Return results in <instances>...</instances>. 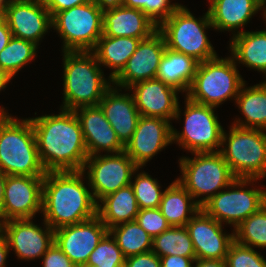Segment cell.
Segmentation results:
<instances>
[{"label": "cell", "mask_w": 266, "mask_h": 267, "mask_svg": "<svg viewBox=\"0 0 266 267\" xmlns=\"http://www.w3.org/2000/svg\"><path fill=\"white\" fill-rule=\"evenodd\" d=\"M46 171H81L88 158L80 121L72 110L30 118Z\"/></svg>", "instance_id": "1"}, {"label": "cell", "mask_w": 266, "mask_h": 267, "mask_svg": "<svg viewBox=\"0 0 266 267\" xmlns=\"http://www.w3.org/2000/svg\"><path fill=\"white\" fill-rule=\"evenodd\" d=\"M86 172L47 171L42 189L44 221L53 229L78 224L97 215V202L83 183Z\"/></svg>", "instance_id": "2"}, {"label": "cell", "mask_w": 266, "mask_h": 267, "mask_svg": "<svg viewBox=\"0 0 266 267\" xmlns=\"http://www.w3.org/2000/svg\"><path fill=\"white\" fill-rule=\"evenodd\" d=\"M63 105L60 109L72 110L96 106L112 80L104 73L92 51H63Z\"/></svg>", "instance_id": "3"}, {"label": "cell", "mask_w": 266, "mask_h": 267, "mask_svg": "<svg viewBox=\"0 0 266 267\" xmlns=\"http://www.w3.org/2000/svg\"><path fill=\"white\" fill-rule=\"evenodd\" d=\"M0 108V171L6 175L44 176L30 118L18 120Z\"/></svg>", "instance_id": "4"}, {"label": "cell", "mask_w": 266, "mask_h": 267, "mask_svg": "<svg viewBox=\"0 0 266 267\" xmlns=\"http://www.w3.org/2000/svg\"><path fill=\"white\" fill-rule=\"evenodd\" d=\"M232 56L198 63L186 97L196 103L218 107L227 99L237 98L244 79Z\"/></svg>", "instance_id": "5"}, {"label": "cell", "mask_w": 266, "mask_h": 267, "mask_svg": "<svg viewBox=\"0 0 266 267\" xmlns=\"http://www.w3.org/2000/svg\"><path fill=\"white\" fill-rule=\"evenodd\" d=\"M195 157L179 159L181 177L178 182L197 200L202 207L221 189L231 185L236 177L233 175L220 151L196 152Z\"/></svg>", "instance_id": "6"}, {"label": "cell", "mask_w": 266, "mask_h": 267, "mask_svg": "<svg viewBox=\"0 0 266 267\" xmlns=\"http://www.w3.org/2000/svg\"><path fill=\"white\" fill-rule=\"evenodd\" d=\"M265 131L235 125L231 126L229 134L223 131L220 153L236 178L266 177Z\"/></svg>", "instance_id": "7"}, {"label": "cell", "mask_w": 266, "mask_h": 267, "mask_svg": "<svg viewBox=\"0 0 266 267\" xmlns=\"http://www.w3.org/2000/svg\"><path fill=\"white\" fill-rule=\"evenodd\" d=\"M207 28H214L208 10L202 18L197 19L181 5L158 30L164 36L166 48L191 56L200 63L217 57L206 35Z\"/></svg>", "instance_id": "8"}, {"label": "cell", "mask_w": 266, "mask_h": 267, "mask_svg": "<svg viewBox=\"0 0 266 267\" xmlns=\"http://www.w3.org/2000/svg\"><path fill=\"white\" fill-rule=\"evenodd\" d=\"M52 27L63 40L62 51H92L103 35V11L91 1L52 17Z\"/></svg>", "instance_id": "9"}, {"label": "cell", "mask_w": 266, "mask_h": 267, "mask_svg": "<svg viewBox=\"0 0 266 267\" xmlns=\"http://www.w3.org/2000/svg\"><path fill=\"white\" fill-rule=\"evenodd\" d=\"M257 180L260 179L236 178L231 185L226 187L227 191H219L201 208L221 224L226 222L235 229L266 204V190L245 187Z\"/></svg>", "instance_id": "10"}, {"label": "cell", "mask_w": 266, "mask_h": 267, "mask_svg": "<svg viewBox=\"0 0 266 267\" xmlns=\"http://www.w3.org/2000/svg\"><path fill=\"white\" fill-rule=\"evenodd\" d=\"M184 128L180 133L172 127V141L191 153L215 152L222 146L223 127L215 107L185 99Z\"/></svg>", "instance_id": "11"}, {"label": "cell", "mask_w": 266, "mask_h": 267, "mask_svg": "<svg viewBox=\"0 0 266 267\" xmlns=\"http://www.w3.org/2000/svg\"><path fill=\"white\" fill-rule=\"evenodd\" d=\"M87 169V184L98 203L106 195L130 185L134 173L140 167L123 151L116 154L88 156L82 171L85 172Z\"/></svg>", "instance_id": "12"}, {"label": "cell", "mask_w": 266, "mask_h": 267, "mask_svg": "<svg viewBox=\"0 0 266 267\" xmlns=\"http://www.w3.org/2000/svg\"><path fill=\"white\" fill-rule=\"evenodd\" d=\"M44 176L7 175L0 224L13 219H33L42 211Z\"/></svg>", "instance_id": "13"}, {"label": "cell", "mask_w": 266, "mask_h": 267, "mask_svg": "<svg viewBox=\"0 0 266 267\" xmlns=\"http://www.w3.org/2000/svg\"><path fill=\"white\" fill-rule=\"evenodd\" d=\"M108 232L98 215L54 230V242L77 266H85L91 252Z\"/></svg>", "instance_id": "14"}, {"label": "cell", "mask_w": 266, "mask_h": 267, "mask_svg": "<svg viewBox=\"0 0 266 267\" xmlns=\"http://www.w3.org/2000/svg\"><path fill=\"white\" fill-rule=\"evenodd\" d=\"M44 228L32 219H13L0 224L9 248L21 260L41 258L54 243V230L44 221Z\"/></svg>", "instance_id": "15"}, {"label": "cell", "mask_w": 266, "mask_h": 267, "mask_svg": "<svg viewBox=\"0 0 266 267\" xmlns=\"http://www.w3.org/2000/svg\"><path fill=\"white\" fill-rule=\"evenodd\" d=\"M165 49L166 42L159 30L141 40L122 71L112 80V85L127 91L138 82L156 78Z\"/></svg>", "instance_id": "16"}, {"label": "cell", "mask_w": 266, "mask_h": 267, "mask_svg": "<svg viewBox=\"0 0 266 267\" xmlns=\"http://www.w3.org/2000/svg\"><path fill=\"white\" fill-rule=\"evenodd\" d=\"M171 122L161 117L140 116L131 139L124 151L142 168L152 157L172 144Z\"/></svg>", "instance_id": "17"}, {"label": "cell", "mask_w": 266, "mask_h": 267, "mask_svg": "<svg viewBox=\"0 0 266 267\" xmlns=\"http://www.w3.org/2000/svg\"><path fill=\"white\" fill-rule=\"evenodd\" d=\"M4 19L12 36L36 45L52 28V17L43 0H12Z\"/></svg>", "instance_id": "18"}, {"label": "cell", "mask_w": 266, "mask_h": 267, "mask_svg": "<svg viewBox=\"0 0 266 267\" xmlns=\"http://www.w3.org/2000/svg\"><path fill=\"white\" fill-rule=\"evenodd\" d=\"M128 90H133V98L140 116L161 117L168 121L180 119L181 109L178 91L160 79L138 82Z\"/></svg>", "instance_id": "19"}, {"label": "cell", "mask_w": 266, "mask_h": 267, "mask_svg": "<svg viewBox=\"0 0 266 267\" xmlns=\"http://www.w3.org/2000/svg\"><path fill=\"white\" fill-rule=\"evenodd\" d=\"M222 224L209 216L202 208L187 222L196 259L225 260L234 233L223 232Z\"/></svg>", "instance_id": "20"}, {"label": "cell", "mask_w": 266, "mask_h": 267, "mask_svg": "<svg viewBox=\"0 0 266 267\" xmlns=\"http://www.w3.org/2000/svg\"><path fill=\"white\" fill-rule=\"evenodd\" d=\"M74 112L80 121L88 156L100 155L101 151H106V154L124 151V145L99 105L80 107Z\"/></svg>", "instance_id": "21"}, {"label": "cell", "mask_w": 266, "mask_h": 267, "mask_svg": "<svg viewBox=\"0 0 266 267\" xmlns=\"http://www.w3.org/2000/svg\"><path fill=\"white\" fill-rule=\"evenodd\" d=\"M117 86H111L99 102L105 118L116 132L120 142L125 146L136 129L140 113L135 105L132 94L119 93Z\"/></svg>", "instance_id": "22"}, {"label": "cell", "mask_w": 266, "mask_h": 267, "mask_svg": "<svg viewBox=\"0 0 266 267\" xmlns=\"http://www.w3.org/2000/svg\"><path fill=\"white\" fill-rule=\"evenodd\" d=\"M158 30L141 10L124 5L103 11V34L110 37H135L141 40Z\"/></svg>", "instance_id": "23"}, {"label": "cell", "mask_w": 266, "mask_h": 267, "mask_svg": "<svg viewBox=\"0 0 266 267\" xmlns=\"http://www.w3.org/2000/svg\"><path fill=\"white\" fill-rule=\"evenodd\" d=\"M208 9L214 30L237 31L244 27L252 16L262 11L266 20V0H209ZM265 8V9H264Z\"/></svg>", "instance_id": "24"}, {"label": "cell", "mask_w": 266, "mask_h": 267, "mask_svg": "<svg viewBox=\"0 0 266 267\" xmlns=\"http://www.w3.org/2000/svg\"><path fill=\"white\" fill-rule=\"evenodd\" d=\"M231 56L240 64L266 76V30H239L230 40Z\"/></svg>", "instance_id": "25"}, {"label": "cell", "mask_w": 266, "mask_h": 267, "mask_svg": "<svg viewBox=\"0 0 266 267\" xmlns=\"http://www.w3.org/2000/svg\"><path fill=\"white\" fill-rule=\"evenodd\" d=\"M97 205V215L108 230L119 224L134 221L139 212L137 200L131 185L106 195Z\"/></svg>", "instance_id": "26"}, {"label": "cell", "mask_w": 266, "mask_h": 267, "mask_svg": "<svg viewBox=\"0 0 266 267\" xmlns=\"http://www.w3.org/2000/svg\"><path fill=\"white\" fill-rule=\"evenodd\" d=\"M140 41L135 37H110L103 34L92 52L100 65L112 69L109 78L113 80L136 51Z\"/></svg>", "instance_id": "27"}, {"label": "cell", "mask_w": 266, "mask_h": 267, "mask_svg": "<svg viewBox=\"0 0 266 267\" xmlns=\"http://www.w3.org/2000/svg\"><path fill=\"white\" fill-rule=\"evenodd\" d=\"M200 208L197 200L193 199L177 179L164 190L159 207L168 224L173 227L186 226Z\"/></svg>", "instance_id": "28"}, {"label": "cell", "mask_w": 266, "mask_h": 267, "mask_svg": "<svg viewBox=\"0 0 266 267\" xmlns=\"http://www.w3.org/2000/svg\"><path fill=\"white\" fill-rule=\"evenodd\" d=\"M198 63L191 56L166 48L159 64L156 78L180 92L187 93L196 73Z\"/></svg>", "instance_id": "29"}, {"label": "cell", "mask_w": 266, "mask_h": 267, "mask_svg": "<svg viewBox=\"0 0 266 267\" xmlns=\"http://www.w3.org/2000/svg\"><path fill=\"white\" fill-rule=\"evenodd\" d=\"M235 102L245 120L236 119L232 125L266 130V81L254 86H241Z\"/></svg>", "instance_id": "30"}, {"label": "cell", "mask_w": 266, "mask_h": 267, "mask_svg": "<svg viewBox=\"0 0 266 267\" xmlns=\"http://www.w3.org/2000/svg\"><path fill=\"white\" fill-rule=\"evenodd\" d=\"M108 231L126 258L152 250L153 237L136 220L119 224Z\"/></svg>", "instance_id": "31"}, {"label": "cell", "mask_w": 266, "mask_h": 267, "mask_svg": "<svg viewBox=\"0 0 266 267\" xmlns=\"http://www.w3.org/2000/svg\"><path fill=\"white\" fill-rule=\"evenodd\" d=\"M151 251L159 257L176 255L196 258L186 226H170L160 235L153 237Z\"/></svg>", "instance_id": "32"}, {"label": "cell", "mask_w": 266, "mask_h": 267, "mask_svg": "<svg viewBox=\"0 0 266 267\" xmlns=\"http://www.w3.org/2000/svg\"><path fill=\"white\" fill-rule=\"evenodd\" d=\"M37 47L34 42L12 36L0 52V70L12 79L36 56Z\"/></svg>", "instance_id": "33"}, {"label": "cell", "mask_w": 266, "mask_h": 267, "mask_svg": "<svg viewBox=\"0 0 266 267\" xmlns=\"http://www.w3.org/2000/svg\"><path fill=\"white\" fill-rule=\"evenodd\" d=\"M234 240L242 245L265 248L266 247V204L256 213L251 214L235 229Z\"/></svg>", "instance_id": "34"}, {"label": "cell", "mask_w": 266, "mask_h": 267, "mask_svg": "<svg viewBox=\"0 0 266 267\" xmlns=\"http://www.w3.org/2000/svg\"><path fill=\"white\" fill-rule=\"evenodd\" d=\"M126 257L108 231L91 252L85 266L124 267Z\"/></svg>", "instance_id": "35"}, {"label": "cell", "mask_w": 266, "mask_h": 267, "mask_svg": "<svg viewBox=\"0 0 266 267\" xmlns=\"http://www.w3.org/2000/svg\"><path fill=\"white\" fill-rule=\"evenodd\" d=\"M131 180L134 194L137 200L139 209L159 208L164 191L157 179H153L148 173L140 172Z\"/></svg>", "instance_id": "36"}, {"label": "cell", "mask_w": 266, "mask_h": 267, "mask_svg": "<svg viewBox=\"0 0 266 267\" xmlns=\"http://www.w3.org/2000/svg\"><path fill=\"white\" fill-rule=\"evenodd\" d=\"M225 261L227 267H266V259L260 253L235 240L229 247Z\"/></svg>", "instance_id": "37"}, {"label": "cell", "mask_w": 266, "mask_h": 267, "mask_svg": "<svg viewBox=\"0 0 266 267\" xmlns=\"http://www.w3.org/2000/svg\"><path fill=\"white\" fill-rule=\"evenodd\" d=\"M135 220L152 237L170 227L159 208L139 209Z\"/></svg>", "instance_id": "38"}, {"label": "cell", "mask_w": 266, "mask_h": 267, "mask_svg": "<svg viewBox=\"0 0 266 267\" xmlns=\"http://www.w3.org/2000/svg\"><path fill=\"white\" fill-rule=\"evenodd\" d=\"M170 0H148V17L159 27L181 6Z\"/></svg>", "instance_id": "39"}, {"label": "cell", "mask_w": 266, "mask_h": 267, "mask_svg": "<svg viewBox=\"0 0 266 267\" xmlns=\"http://www.w3.org/2000/svg\"><path fill=\"white\" fill-rule=\"evenodd\" d=\"M41 259H43V267H77L55 242Z\"/></svg>", "instance_id": "40"}, {"label": "cell", "mask_w": 266, "mask_h": 267, "mask_svg": "<svg viewBox=\"0 0 266 267\" xmlns=\"http://www.w3.org/2000/svg\"><path fill=\"white\" fill-rule=\"evenodd\" d=\"M124 267H161V261L153 251H148L127 257Z\"/></svg>", "instance_id": "41"}, {"label": "cell", "mask_w": 266, "mask_h": 267, "mask_svg": "<svg viewBox=\"0 0 266 267\" xmlns=\"http://www.w3.org/2000/svg\"><path fill=\"white\" fill-rule=\"evenodd\" d=\"M91 1L93 0H43V3L50 12L51 17H53L57 12L89 3Z\"/></svg>", "instance_id": "42"}, {"label": "cell", "mask_w": 266, "mask_h": 267, "mask_svg": "<svg viewBox=\"0 0 266 267\" xmlns=\"http://www.w3.org/2000/svg\"><path fill=\"white\" fill-rule=\"evenodd\" d=\"M196 258L168 255L160 257L161 267H193Z\"/></svg>", "instance_id": "43"}, {"label": "cell", "mask_w": 266, "mask_h": 267, "mask_svg": "<svg viewBox=\"0 0 266 267\" xmlns=\"http://www.w3.org/2000/svg\"><path fill=\"white\" fill-rule=\"evenodd\" d=\"M11 37L12 33L6 20L0 18V52L6 47Z\"/></svg>", "instance_id": "44"}, {"label": "cell", "mask_w": 266, "mask_h": 267, "mask_svg": "<svg viewBox=\"0 0 266 267\" xmlns=\"http://www.w3.org/2000/svg\"><path fill=\"white\" fill-rule=\"evenodd\" d=\"M10 248L7 242L6 237L0 230V267H6L5 261L7 258V255L9 254Z\"/></svg>", "instance_id": "45"}, {"label": "cell", "mask_w": 266, "mask_h": 267, "mask_svg": "<svg viewBox=\"0 0 266 267\" xmlns=\"http://www.w3.org/2000/svg\"><path fill=\"white\" fill-rule=\"evenodd\" d=\"M123 5L129 8L141 10L148 16V0H123Z\"/></svg>", "instance_id": "46"}, {"label": "cell", "mask_w": 266, "mask_h": 267, "mask_svg": "<svg viewBox=\"0 0 266 267\" xmlns=\"http://www.w3.org/2000/svg\"><path fill=\"white\" fill-rule=\"evenodd\" d=\"M193 267H227L225 260L216 259H196Z\"/></svg>", "instance_id": "47"}, {"label": "cell", "mask_w": 266, "mask_h": 267, "mask_svg": "<svg viewBox=\"0 0 266 267\" xmlns=\"http://www.w3.org/2000/svg\"><path fill=\"white\" fill-rule=\"evenodd\" d=\"M102 11L117 8L123 5V0H93Z\"/></svg>", "instance_id": "48"}, {"label": "cell", "mask_w": 266, "mask_h": 267, "mask_svg": "<svg viewBox=\"0 0 266 267\" xmlns=\"http://www.w3.org/2000/svg\"><path fill=\"white\" fill-rule=\"evenodd\" d=\"M7 175L0 171V220L4 203V190L6 184Z\"/></svg>", "instance_id": "49"}, {"label": "cell", "mask_w": 266, "mask_h": 267, "mask_svg": "<svg viewBox=\"0 0 266 267\" xmlns=\"http://www.w3.org/2000/svg\"><path fill=\"white\" fill-rule=\"evenodd\" d=\"M11 1L12 0H0V18H4Z\"/></svg>", "instance_id": "50"}, {"label": "cell", "mask_w": 266, "mask_h": 267, "mask_svg": "<svg viewBox=\"0 0 266 267\" xmlns=\"http://www.w3.org/2000/svg\"><path fill=\"white\" fill-rule=\"evenodd\" d=\"M11 78H9L3 71L0 70V91L6 88L8 82H10Z\"/></svg>", "instance_id": "51"}, {"label": "cell", "mask_w": 266, "mask_h": 267, "mask_svg": "<svg viewBox=\"0 0 266 267\" xmlns=\"http://www.w3.org/2000/svg\"><path fill=\"white\" fill-rule=\"evenodd\" d=\"M81 267H96V265L95 266H81Z\"/></svg>", "instance_id": "52"}]
</instances>
